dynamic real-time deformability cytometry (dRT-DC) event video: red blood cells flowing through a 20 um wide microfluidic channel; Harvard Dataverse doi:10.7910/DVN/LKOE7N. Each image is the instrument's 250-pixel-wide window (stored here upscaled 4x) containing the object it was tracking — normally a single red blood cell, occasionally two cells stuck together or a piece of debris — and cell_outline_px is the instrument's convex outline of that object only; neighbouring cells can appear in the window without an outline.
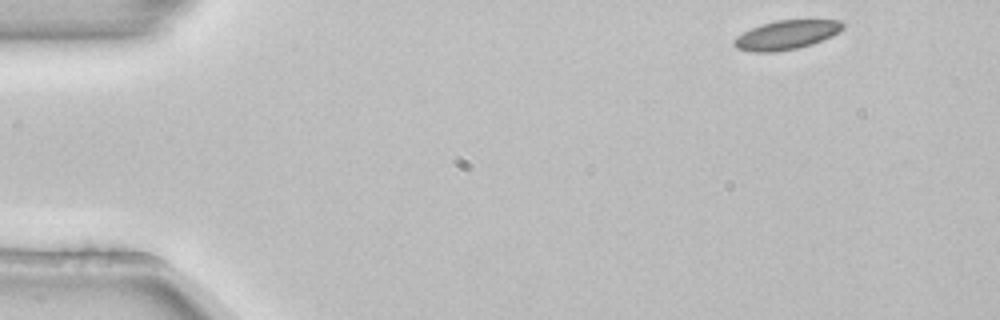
{"species": "common noctule bat (a hibernating species)", "species_latin": "Nyctalus noctula", "temperature_condition": "room temperature", "stored_images_in_passage": 5, "segment_of_instrument_passage": [1, 2], "camera_frame_rate_fps": 3000, "um_per_image_px": 0.085, "animal": {"sex": "female", "body_mass_g": 22.7, "forearm_length_mm": 54.2}, "frame": {"image": 1, "passage_image": 1, "time_ms": 0.0, "image_size_px": [1000, 320], "cell_outline_px": [[844, 28], [840, 32], [832, 36], [812, 44], [796, 48], [772, 52], [752, 52], [736, 48], [732, 44], [732, 40], [736, 36], [760, 24], [776, 20], [840, 20], [844, 24]], "centroid_in_image_um": [66.83, 2.96], "position_along_channel_um": 18.2, "area_um2": 18.5}}
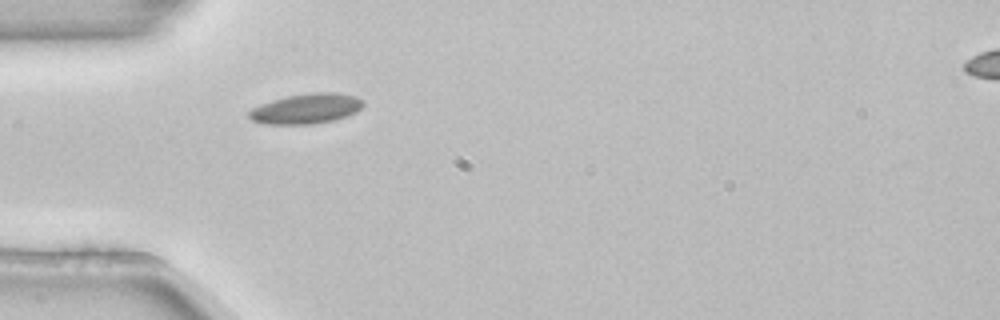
{"frame": {"image": 2, "passage_image": 4, "time_ms": 1.0, "image_size_px": [1000, 320], "cell_outline_px": [[364, 104], [356, 112], [332, 120], [312, 124], [264, 124], [252, 120], [248, 116], [248, 112], [252, 108], [260, 104], [272, 100], [288, 96], [312, 92], [336, 92], [356, 96], [364, 100]], "centroid_in_image_um": [26.02, 9.23], "position_along_channel_um": 59.0, "area_um2": 20.0}}